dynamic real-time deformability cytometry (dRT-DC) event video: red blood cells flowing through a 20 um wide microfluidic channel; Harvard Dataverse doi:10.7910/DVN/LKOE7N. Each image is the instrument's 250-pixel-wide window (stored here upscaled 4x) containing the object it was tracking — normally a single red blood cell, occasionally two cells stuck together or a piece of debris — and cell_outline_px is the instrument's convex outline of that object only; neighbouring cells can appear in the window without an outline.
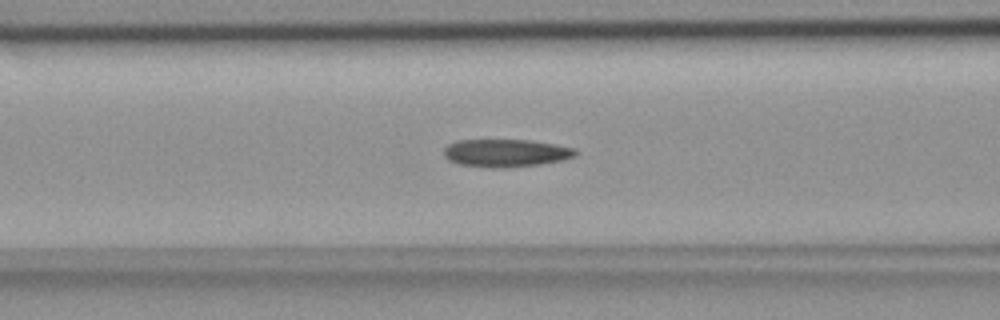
{"species": "common noctule bat (a hibernating species)", "species_latin": "Nyctalus noctula", "temperature_condition": "room temperature", "stored_images_in_passage": 37, "camera_frame_rate_fps": 3000, "um_per_image_px": 0.085, "animal": {"sex": "female", "body_mass_g": 18.4}, "frame": {"image": 1, "passage_image": 5, "time_ms": 1.333, "image_size_px": [1000, 320], "cell_outline_px": [[576, 152], [572, 156], [560, 160], [536, 164], [460, 164], [448, 160], [444, 156], [444, 148], [448, 144], [456, 140], [532, 140], [572, 148]], "centroid_in_image_um": [42.93, 12.93], "position_along_channel_um": 123.7, "area_um2": 19.65}}
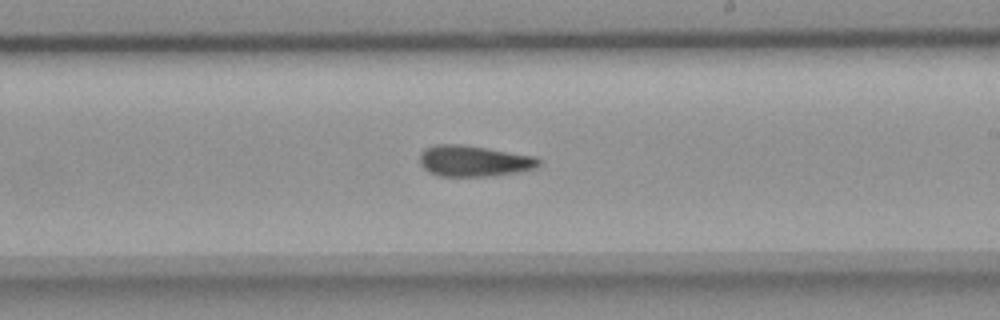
{"frame": {"image": 2, "passage_image": 15, "time_ms": 4.667, "image_size_px": [1000, 320], "cell_outline_px": [[540, 164], [532, 168], [516, 172], [484, 176], [440, 176], [428, 172], [420, 164], [420, 152], [424, 148], [436, 144], [460, 144], [536, 156], [540, 160]], "centroid_in_image_um": [40.22, 13.67], "position_along_channel_um": 248.8, "area_um2": 21.33}}
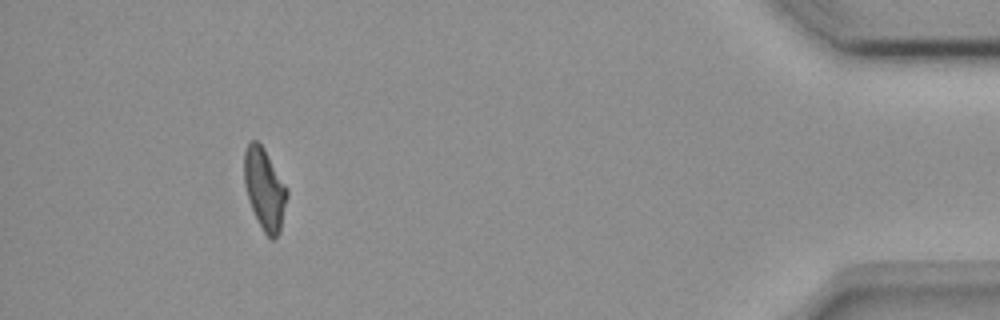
{"frame": {"image": 3, "passage_image": 33, "time_ms": 10.667, "image_size_px": [1000, 320], "cell_outline_px": [[288, 196], [280, 228], [276, 236], [272, 240], [264, 232], [252, 208], [244, 184], [244, 152], [248, 144], [252, 140], [256, 140], [264, 148], [288, 188]], "centroid_in_image_um": [22.5, 16.02], "position_along_channel_um": 412.7, "area_um2": 20.0}}